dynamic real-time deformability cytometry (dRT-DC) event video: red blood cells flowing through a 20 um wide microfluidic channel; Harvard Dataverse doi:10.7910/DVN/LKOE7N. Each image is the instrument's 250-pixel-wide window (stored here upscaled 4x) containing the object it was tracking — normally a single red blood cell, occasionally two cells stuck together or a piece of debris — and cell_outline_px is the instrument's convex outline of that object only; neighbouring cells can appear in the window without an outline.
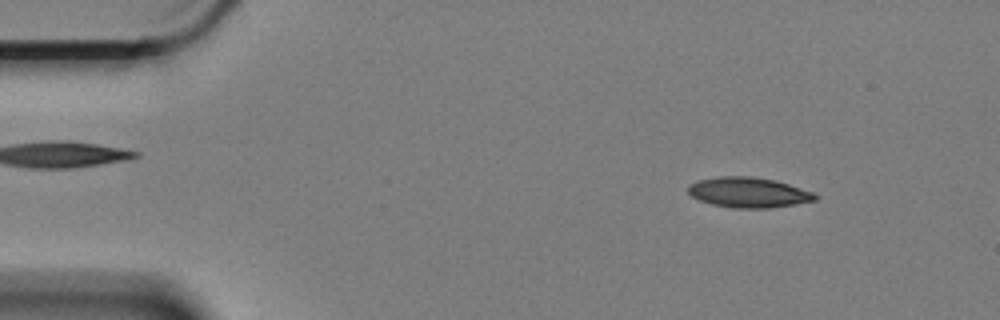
{"species": "Egyptian fruit bat (a non-hibernating species)", "species_latin": "Rousettus aegyptiacus", "temperature_condition": "cold", "stored_images_in_passage": 13, "camera_frame_rate_fps": 3000, "um_per_image_px": 0.085, "animal": {"sex": "female"}, "frame": {"image": 1, "passage_image": 6, "time_ms": 1.667, "image_size_px": [1000, 320], "cell_outline_px": [[820, 196], [816, 200], [796, 204], [768, 208], [732, 208], [712, 204], [700, 200], [692, 196], [688, 192], [688, 184], [696, 180], [720, 176], [752, 176], [776, 180], [812, 192]], "centroid_in_image_um": [63.61, 16.35], "position_along_channel_um": 21.4, "area_um2": 22.48}}